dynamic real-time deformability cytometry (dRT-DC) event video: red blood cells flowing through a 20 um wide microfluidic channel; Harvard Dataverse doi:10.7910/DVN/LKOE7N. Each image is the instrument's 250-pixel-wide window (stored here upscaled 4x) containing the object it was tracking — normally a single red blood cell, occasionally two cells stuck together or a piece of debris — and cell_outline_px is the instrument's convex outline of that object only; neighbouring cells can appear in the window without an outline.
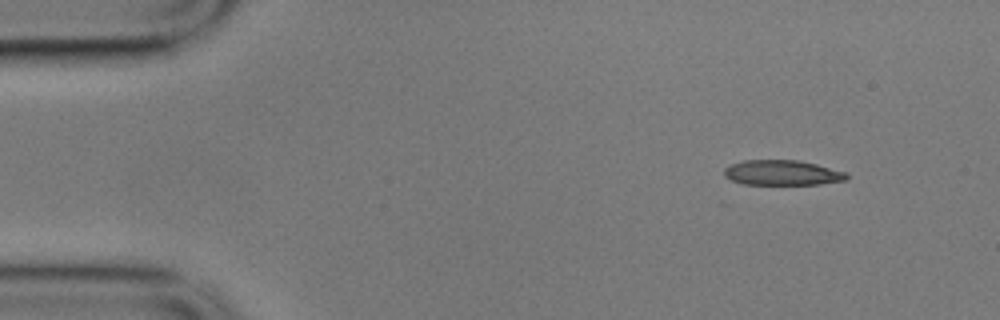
{"species": "common noctule bat (a hibernating species)", "species_latin": "Nyctalus noctula", "temperature_condition": "cold", "stored_images_in_passage": 3, "camera_frame_rate_fps": 3000, "um_per_image_px": 0.085, "animal": {"sex": "male", "body_mass_g": 17.9}, "frame": {"image": 1, "passage_image": 1, "time_ms": 0.0, "image_size_px": [1000, 320], "cell_outline_px": [[848, 180], [820, 184], [744, 184], [732, 180], [724, 176], [724, 168], [732, 164], [744, 160], [800, 160], [848, 172]], "centroid_in_image_um": [66.53, 14.68], "position_along_channel_um": 18.5, "area_um2": 17.98}}
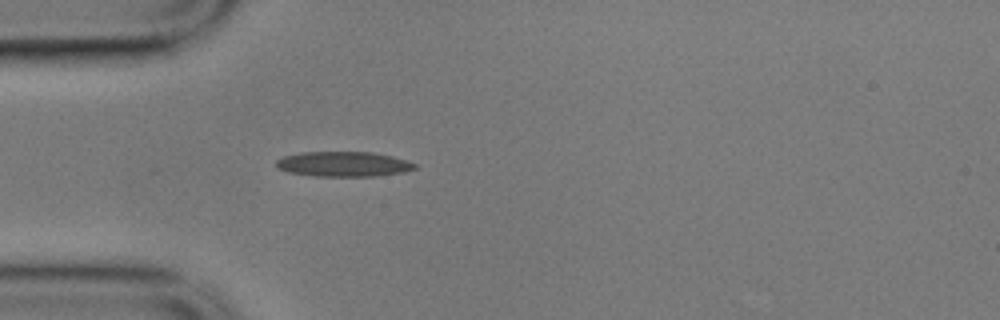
{"frame": {"image": 2, "passage_image": 3, "time_ms": 0.667, "image_size_px": [1000, 320], "cell_outline_px": [[416, 168], [404, 172], [376, 176], [312, 176], [288, 172], [276, 168], [276, 160], [284, 156], [300, 152], [372, 152], [392, 156], [416, 164]], "centroid_in_image_um": [29.15, 13.95], "position_along_channel_um": 55.8, "area_um2": 20.23}}